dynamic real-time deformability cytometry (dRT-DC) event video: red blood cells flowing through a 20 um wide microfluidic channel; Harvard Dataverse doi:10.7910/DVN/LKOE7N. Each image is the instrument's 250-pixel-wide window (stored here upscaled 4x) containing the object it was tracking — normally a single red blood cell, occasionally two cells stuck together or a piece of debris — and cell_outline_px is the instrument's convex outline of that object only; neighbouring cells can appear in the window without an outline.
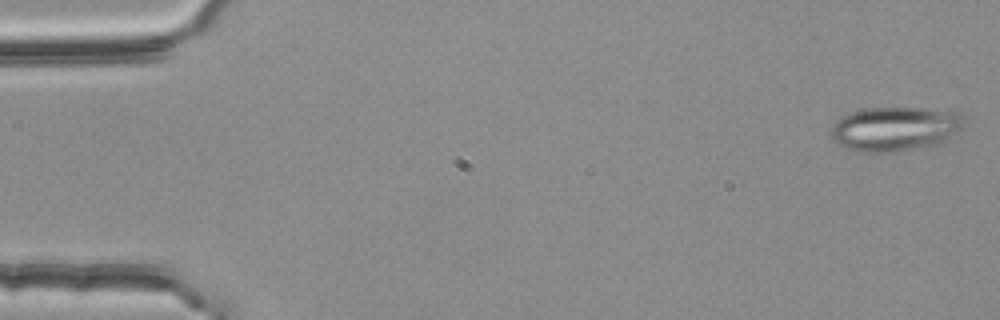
{"species": "common noctule bat (a hibernating species)", "species_latin": "Nyctalus noctula", "temperature_condition": "room temperature", "stored_images_in_passage": 55, "segment_of_instrument_passage": [1, 2], "camera_frame_rate_fps": 3000, "um_per_image_px": 0.085, "animal": {"sex": "female", "body_mass_g": 25.1}, "frame": {"image": 1, "passage_image": 2, "time_ms": 0.333, "image_size_px": [1000, 320], "cell_outline_px": [[964, 128], [940, 144], [896, 152], [856, 152], [836, 144], [832, 140], [832, 128], [836, 120], [852, 112], [868, 108], [924, 108], [960, 112], [964, 116]], "centroid_in_image_um": [76.12, 10.96], "position_along_channel_um": 8.9, "area_um2": 34.74}}